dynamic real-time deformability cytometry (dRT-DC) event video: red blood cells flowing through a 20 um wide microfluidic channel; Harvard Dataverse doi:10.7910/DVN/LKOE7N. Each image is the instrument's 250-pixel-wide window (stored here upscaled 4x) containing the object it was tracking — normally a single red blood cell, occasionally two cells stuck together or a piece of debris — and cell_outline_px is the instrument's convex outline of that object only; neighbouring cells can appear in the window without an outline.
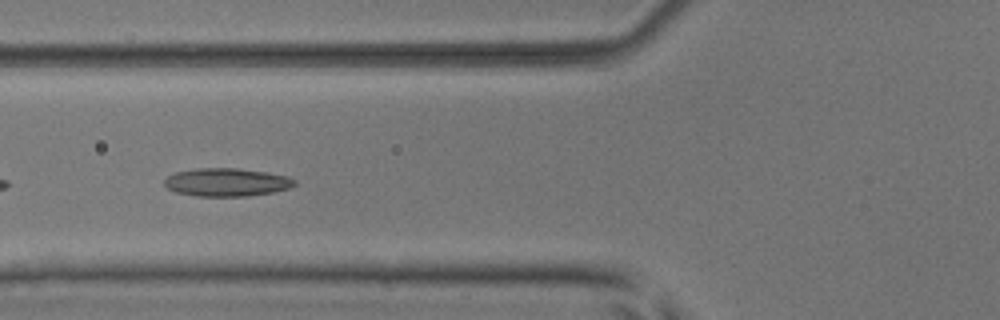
{"species": "common noctule bat (a hibernating species)", "species_latin": "Nyctalus noctula", "temperature_condition": "room temperature", "stored_images_in_passage": 37, "camera_frame_rate_fps": 3000, "um_per_image_px": 0.085, "animal": {"sex": "male", "body_mass_g": 17.9, "forearm_length_mm": 54.2}, "frame": {"image": 1, "passage_image": 5, "time_ms": 1.333, "image_size_px": [1000, 320], "cell_outline_px": [[296, 184], [288, 188], [272, 192], [248, 196], [196, 196], [176, 192], [168, 188], [164, 184], [164, 180], [168, 176], [176, 172], [196, 168], [236, 168], [264, 172], [288, 176], [296, 180]], "centroid_in_image_um": [19.26, 15.49], "position_along_channel_um": 106.5, "area_um2": 21.21}}
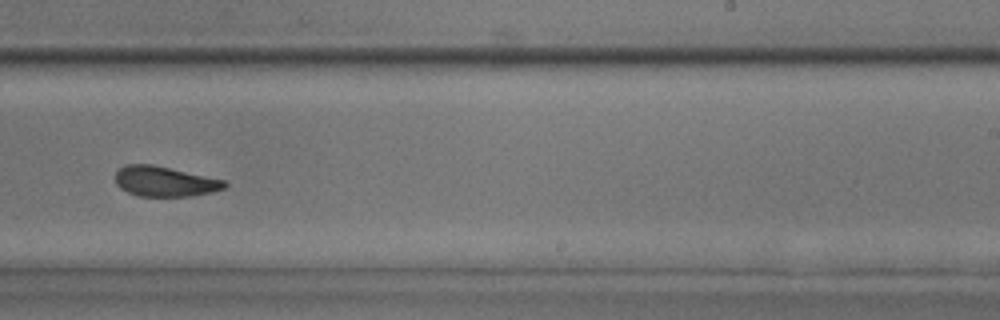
{"frame": {"image": 2, "passage_image": 18, "time_ms": 5.667, "image_size_px": [1000, 320], "cell_outline_px": [[228, 184], [224, 188], [212, 192], [192, 196], [140, 196], [128, 192], [120, 188], [116, 184], [116, 172], [124, 164], [152, 164], [224, 180]], "centroid_in_image_um": [13.98, 15.42], "position_along_channel_um": 275.0, "area_um2": 19.07}}
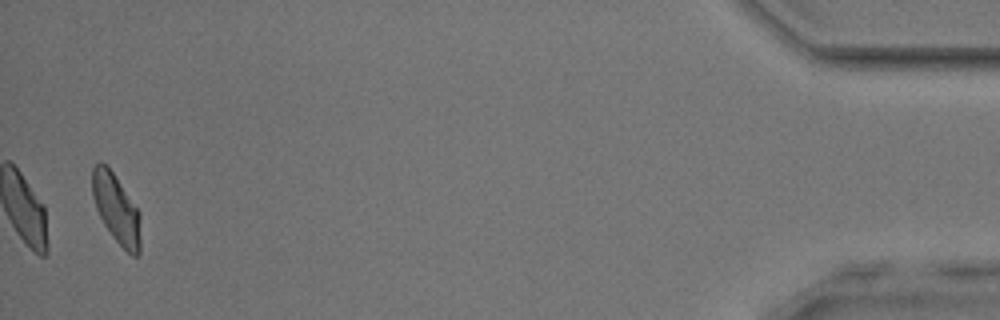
{"frame": {"image": 3, "passage_image": 36, "time_ms": 11.667, "image_size_px": [1000, 320], "cell_outline_px": [[140, 252], [136, 256], [132, 256], [112, 236], [104, 224], [96, 208], [92, 196], [92, 168], [100, 160], [112, 172], [140, 212]], "centroid_in_image_um": [9.88, 17.75], "position_along_channel_um": 425.3, "area_um2": 19.19}, "authors_computed_cell_mechanics": {"area_um2": 19.652, "velocity_mm_per_s": 3.9077, "shape_relaxation_time_tau1_ms": 10.0576, "shape_relaxation_time_tau2_ms": 1.9969, "deformation_change_tau1": 0.1658, "deformation_change_tau2": 0.0823}}